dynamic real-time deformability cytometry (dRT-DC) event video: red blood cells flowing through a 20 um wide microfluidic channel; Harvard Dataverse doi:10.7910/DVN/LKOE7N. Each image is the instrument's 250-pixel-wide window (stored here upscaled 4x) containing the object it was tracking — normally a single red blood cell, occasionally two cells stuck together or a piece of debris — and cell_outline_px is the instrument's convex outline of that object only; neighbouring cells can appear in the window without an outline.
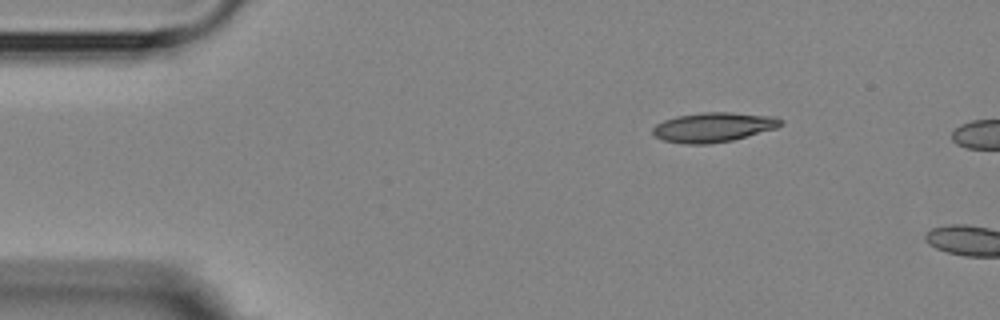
{"species": "Egyptian fruit bat (a non-hibernating species)", "species_latin": "Rousettus aegyptiacus", "temperature_condition": "room temperature", "stored_images_in_passage": 2, "camera_frame_rate_fps": 3000, "um_per_image_px": 0.085, "animal": {"sex": "female"}, "frame": {"image": 1, "passage_image": 1, "time_ms": 0.0, "image_size_px": [1000, 320], "cell_outline_px": [[784, 124], [776, 128], [732, 140], [708, 144], [684, 144], [664, 140], [656, 136], [652, 132], [652, 128], [656, 124], [664, 120], [676, 116], [704, 112], [728, 112], [776, 116], [784, 120]], "centroid_in_image_um": [60.66, 10.8], "position_along_channel_um": 24.3, "area_um2": 22.08}}